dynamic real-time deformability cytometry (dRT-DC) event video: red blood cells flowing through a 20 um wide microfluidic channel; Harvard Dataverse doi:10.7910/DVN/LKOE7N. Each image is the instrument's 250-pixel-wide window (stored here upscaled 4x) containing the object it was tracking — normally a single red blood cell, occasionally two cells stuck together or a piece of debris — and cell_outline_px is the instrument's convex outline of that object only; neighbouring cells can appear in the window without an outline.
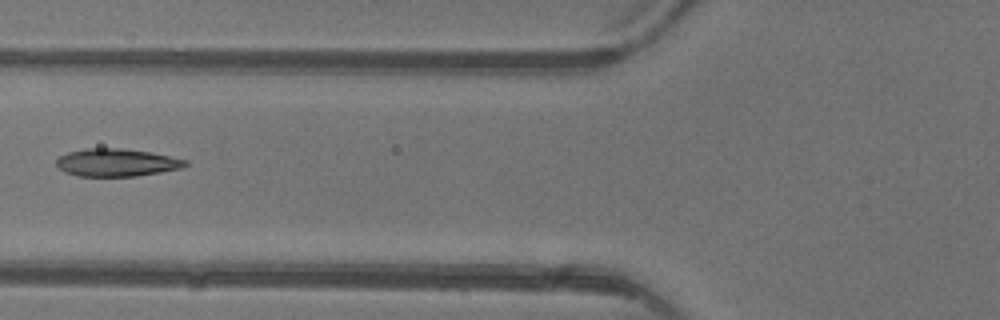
{"species": "common noctule bat (a hibernating species)", "species_latin": "Nyctalus noctula", "temperature_condition": "warm", "stored_images_in_passage": 6, "camera_frame_rate_fps": 3000, "um_per_image_px": 0.085, "animal": {"sex": "female"}, "frame": {"image": 1, "passage_image": 6, "time_ms": 6.0, "image_size_px": [1000, 320], "cell_outline_px": [[188, 164], [180, 168], [160, 172], [136, 176], [80, 176], [64, 172], [56, 164], [56, 160], [60, 156], [68, 152], [84, 148], [120, 148], [152, 152], [188, 160]], "centroid_in_image_um": [9.91, 13.81], "position_along_channel_um": 115.9, "area_um2": 20.81}}